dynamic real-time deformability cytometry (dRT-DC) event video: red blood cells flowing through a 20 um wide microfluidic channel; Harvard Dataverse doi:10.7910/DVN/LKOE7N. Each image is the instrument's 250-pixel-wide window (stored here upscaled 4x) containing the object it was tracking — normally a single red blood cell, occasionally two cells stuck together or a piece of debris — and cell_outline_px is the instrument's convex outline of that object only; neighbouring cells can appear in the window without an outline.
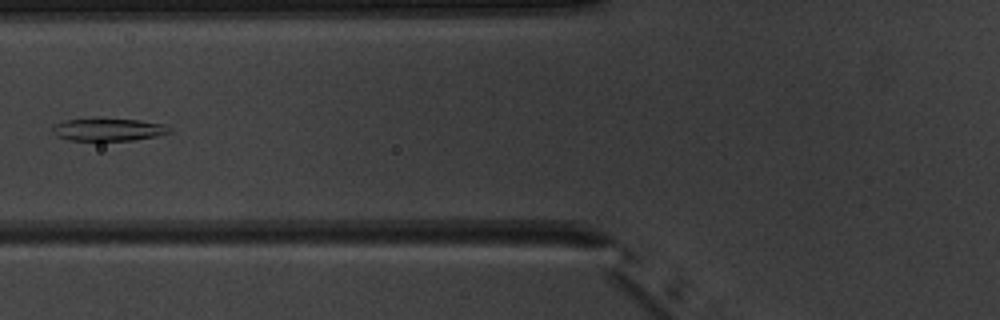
{"species": "common noctule bat (a hibernating species)", "species_latin": "Nyctalus noctula", "temperature_condition": "warm", "stored_images_in_passage": 6, "camera_frame_rate_fps": 3000, "um_per_image_px": 0.085, "animal": {"sex": "male", "body_mass_g": 20.1, "forearm_length_mm": 53.5}, "frame": {"image": 1, "passage_image": 5, "time_ms": 8.333, "image_size_px": [1000, 320], "cell_outline_px": [[172, 132], [156, 136], [132, 140], [68, 140], [56, 136], [52, 132], [52, 128], [56, 124], [64, 120], [140, 120], [164, 124]], "centroid_in_image_um": [9.2, 11.03], "position_along_channel_um": 116.6, "area_um2": 14.85}}
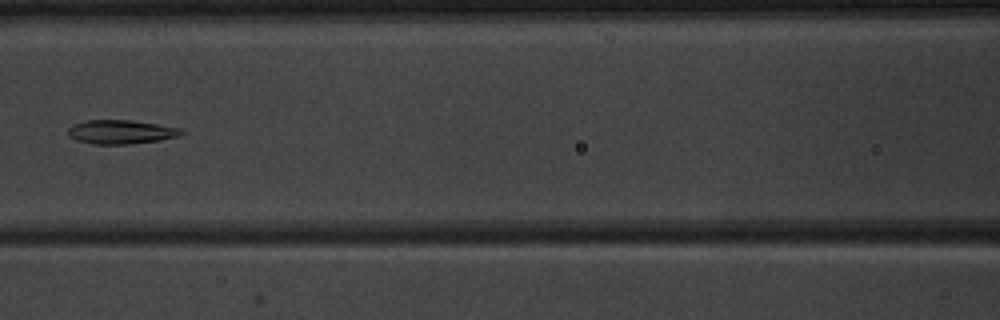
{"frame": {"image": 2, "passage_image": 6, "time_ms": 9.333, "image_size_px": [1000, 320], "cell_outline_px": [[184, 132], [176, 136], [160, 140], [128, 144], [92, 144], [76, 140], [68, 136], [68, 128], [72, 124], [88, 120], [132, 120], [180, 128]], "centroid_in_image_um": [10.22, 11.21], "position_along_channel_um": 156.4, "area_um2": 15.72}}